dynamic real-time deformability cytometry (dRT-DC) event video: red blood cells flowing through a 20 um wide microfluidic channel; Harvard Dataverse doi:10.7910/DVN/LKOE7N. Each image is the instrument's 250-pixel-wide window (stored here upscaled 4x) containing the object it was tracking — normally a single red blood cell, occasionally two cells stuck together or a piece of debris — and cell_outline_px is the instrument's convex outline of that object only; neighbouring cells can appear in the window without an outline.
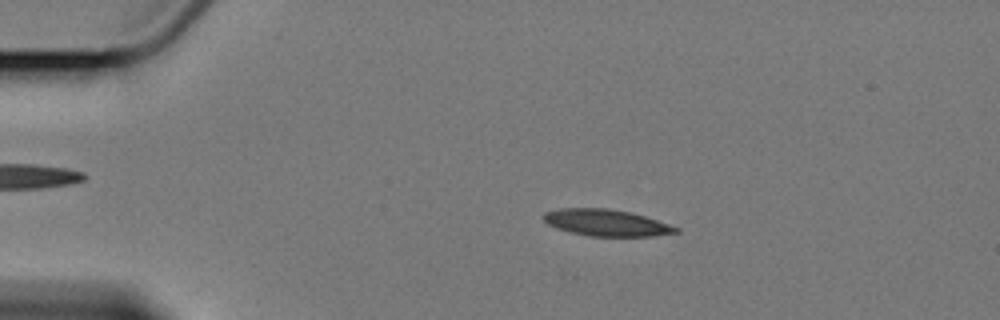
{"species": "Egyptian fruit bat (a non-hibernating species)", "species_latin": "Rousettus aegyptiacus", "temperature_condition": "cold", "stored_images_in_passage": 7, "camera_frame_rate_fps": 3000, "um_per_image_px": 0.085, "animal": {"sex": "female"}, "frame": {"image": 1, "passage_image": 3, "time_ms": 2.333, "image_size_px": [1000, 320], "cell_outline_px": [[680, 232], [652, 236], [592, 236], [572, 232], [556, 228], [548, 224], [544, 220], [544, 212], [560, 208], [608, 208], [632, 212], [680, 228]], "centroid_in_image_um": [51.55, 18.92], "position_along_channel_um": 33.5, "area_um2": 20.4}}
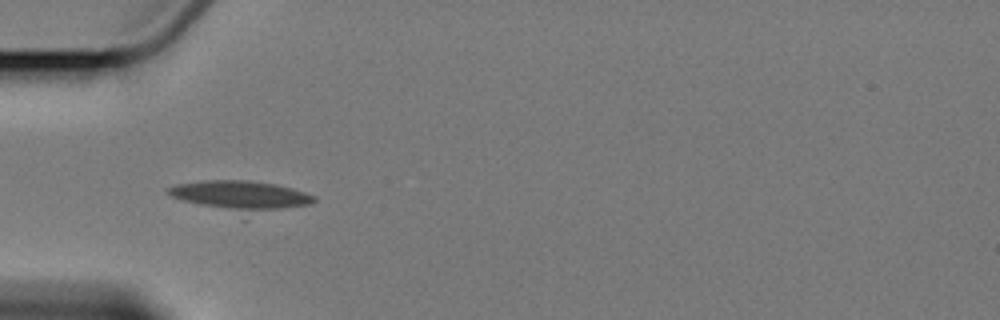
{"frame": {"image": 2, "passage_image": 5, "time_ms": 4.667, "image_size_px": [1000, 320], "cell_outline_px": [[316, 200], [308, 204], [244, 220], [172, 196], [168, 192], [168, 188], [176, 184], [208, 180], [248, 180], [276, 184], [292, 188], [316, 196]], "centroid_in_image_um": [20.51, 16.74], "position_along_channel_um": 64.5, "area_um2": 27.05}}